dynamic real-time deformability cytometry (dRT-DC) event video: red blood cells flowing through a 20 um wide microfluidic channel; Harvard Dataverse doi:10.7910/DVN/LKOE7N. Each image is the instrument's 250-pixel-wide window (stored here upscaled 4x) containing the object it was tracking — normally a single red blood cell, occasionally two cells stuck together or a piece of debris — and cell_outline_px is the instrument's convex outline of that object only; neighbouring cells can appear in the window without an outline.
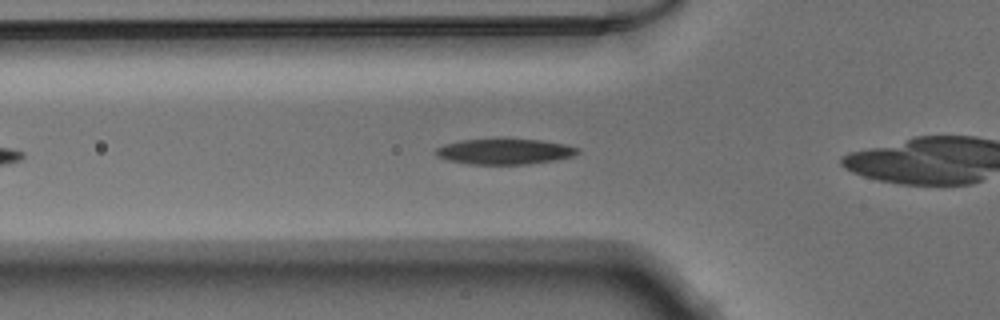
{"species": "Egyptian fruit bat (a non-hibernating species)", "species_latin": "Rousettus aegyptiacus", "temperature_condition": "warm", "stored_images_in_passage": 31, "camera_frame_rate_fps": 3000, "um_per_image_px": 0.085, "animal": {"sex": "male"}, "frame": {"image": 1, "passage_image": 7, "time_ms": 2.0, "image_size_px": [1000, 320], "cell_outline_px": [[580, 152], [572, 156], [552, 160], [524, 164], [472, 164], [448, 160], [436, 156], [436, 148], [444, 144], [464, 140], [500, 136], [504, 136], [540, 140], [564, 144], [580, 148]], "centroid_in_image_um": [42.88, 12.83], "position_along_channel_um": 82.9, "area_um2": 21.73}}
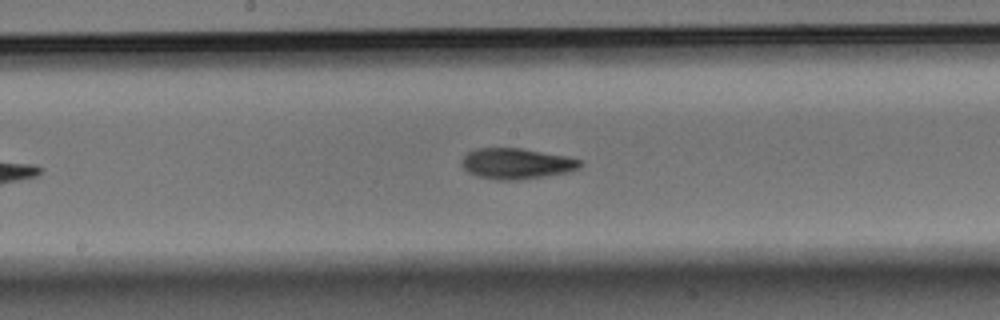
{"frame": {"image": 2, "passage_image": 16, "time_ms": 5.0, "image_size_px": [1000, 320], "cell_outline_px": [[584, 164], [580, 168], [568, 172], [520, 180], [496, 180], [476, 176], [468, 172], [460, 164], [460, 160], [468, 152], [476, 148], [524, 148], [584, 160]], "centroid_in_image_um": [43.9, 13.91], "position_along_channel_um": 204.3, "area_um2": 21.5}}
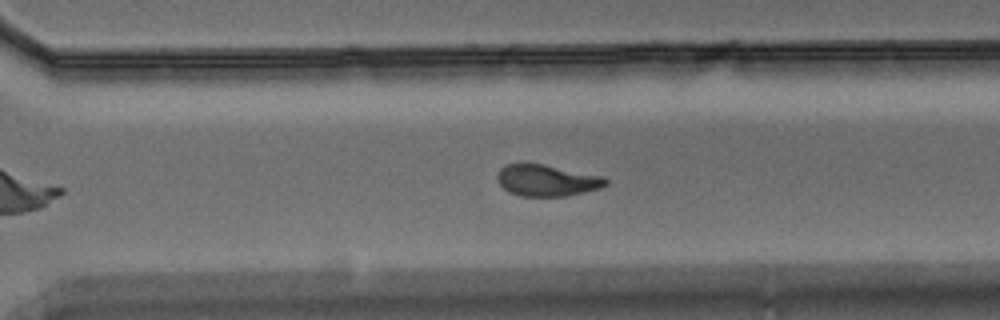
{"frame": {"image": 3, "passage_image": 25, "time_ms": 8.0, "image_size_px": [1000, 320], "cell_outline_px": [[608, 184], [600, 188], [584, 192], [564, 196], [520, 196], [508, 192], [496, 180], [496, 176], [500, 168], [504, 164], [520, 160], [524, 160], [604, 176], [608, 180]], "centroid_in_image_um": [46.42, 15.28], "position_along_channel_um": 324.2, "area_um2": 20.63}}